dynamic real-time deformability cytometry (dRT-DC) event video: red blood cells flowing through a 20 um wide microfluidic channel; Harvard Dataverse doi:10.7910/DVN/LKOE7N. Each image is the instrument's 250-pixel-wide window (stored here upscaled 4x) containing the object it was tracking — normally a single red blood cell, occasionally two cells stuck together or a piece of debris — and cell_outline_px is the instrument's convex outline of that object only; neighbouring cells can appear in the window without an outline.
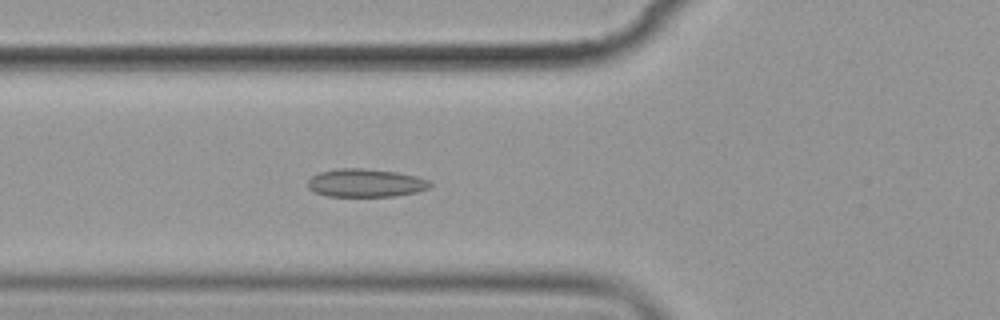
{"species": "common noctule bat (a hibernating species)", "species_latin": "Nyctalus noctula", "temperature_condition": "cold", "stored_images_in_passage": 7, "camera_frame_rate_fps": 3000, "um_per_image_px": 0.085, "animal": {"sex": "female", "body_mass_g": 19.9}, "frame": {"image": 1, "passage_image": 6, "time_ms": 5.667, "image_size_px": [1000, 320], "cell_outline_px": [[432, 184], [428, 188], [416, 192], [396, 196], [328, 196], [316, 192], [308, 188], [308, 180], [312, 176], [320, 172], [336, 168], [364, 168], [396, 172], [416, 176], [428, 180]], "centroid_in_image_um": [31.07, 15.54], "position_along_channel_um": 94.7, "area_um2": 20.0}}